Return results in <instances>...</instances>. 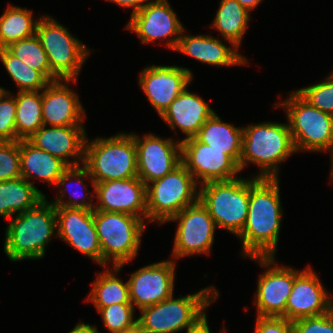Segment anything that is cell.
Here are the masks:
<instances>
[{
  "label": "cell",
  "instance_id": "cell-1",
  "mask_svg": "<svg viewBox=\"0 0 333 333\" xmlns=\"http://www.w3.org/2000/svg\"><path fill=\"white\" fill-rule=\"evenodd\" d=\"M279 182V178L249 179L247 220L237 236L245 258L276 256L283 217Z\"/></svg>",
  "mask_w": 333,
  "mask_h": 333
},
{
  "label": "cell",
  "instance_id": "cell-2",
  "mask_svg": "<svg viewBox=\"0 0 333 333\" xmlns=\"http://www.w3.org/2000/svg\"><path fill=\"white\" fill-rule=\"evenodd\" d=\"M5 230L4 252L10 261L40 260L46 245L57 233L55 206L46 199L9 219Z\"/></svg>",
  "mask_w": 333,
  "mask_h": 333
},
{
  "label": "cell",
  "instance_id": "cell-3",
  "mask_svg": "<svg viewBox=\"0 0 333 333\" xmlns=\"http://www.w3.org/2000/svg\"><path fill=\"white\" fill-rule=\"evenodd\" d=\"M217 287L208 286L190 295L170 296L139 312L137 326L147 333H177L196 329L207 319L206 308L218 299ZM182 296V297H181Z\"/></svg>",
  "mask_w": 333,
  "mask_h": 333
},
{
  "label": "cell",
  "instance_id": "cell-4",
  "mask_svg": "<svg viewBox=\"0 0 333 333\" xmlns=\"http://www.w3.org/2000/svg\"><path fill=\"white\" fill-rule=\"evenodd\" d=\"M296 153L286 123L262 122L243 126L240 171L252 163L260 168L257 178H279V165Z\"/></svg>",
  "mask_w": 333,
  "mask_h": 333
},
{
  "label": "cell",
  "instance_id": "cell-5",
  "mask_svg": "<svg viewBox=\"0 0 333 333\" xmlns=\"http://www.w3.org/2000/svg\"><path fill=\"white\" fill-rule=\"evenodd\" d=\"M88 140L86 137L83 166L94 183L138 177L137 148L131 133Z\"/></svg>",
  "mask_w": 333,
  "mask_h": 333
},
{
  "label": "cell",
  "instance_id": "cell-6",
  "mask_svg": "<svg viewBox=\"0 0 333 333\" xmlns=\"http://www.w3.org/2000/svg\"><path fill=\"white\" fill-rule=\"evenodd\" d=\"M102 266L123 267L133 260L141 246V236L146 227L142 219L125 213L94 210Z\"/></svg>",
  "mask_w": 333,
  "mask_h": 333
},
{
  "label": "cell",
  "instance_id": "cell-7",
  "mask_svg": "<svg viewBox=\"0 0 333 333\" xmlns=\"http://www.w3.org/2000/svg\"><path fill=\"white\" fill-rule=\"evenodd\" d=\"M274 104L286 111L297 151L329 152L333 147V116L311 106L296 91Z\"/></svg>",
  "mask_w": 333,
  "mask_h": 333
},
{
  "label": "cell",
  "instance_id": "cell-8",
  "mask_svg": "<svg viewBox=\"0 0 333 333\" xmlns=\"http://www.w3.org/2000/svg\"><path fill=\"white\" fill-rule=\"evenodd\" d=\"M199 201L217 228L238 236L246 223L249 206V178L211 181L200 185Z\"/></svg>",
  "mask_w": 333,
  "mask_h": 333
},
{
  "label": "cell",
  "instance_id": "cell-9",
  "mask_svg": "<svg viewBox=\"0 0 333 333\" xmlns=\"http://www.w3.org/2000/svg\"><path fill=\"white\" fill-rule=\"evenodd\" d=\"M199 187L182 163L164 177L146 184L147 220L167 223L184 208L199 201Z\"/></svg>",
  "mask_w": 333,
  "mask_h": 333
},
{
  "label": "cell",
  "instance_id": "cell-10",
  "mask_svg": "<svg viewBox=\"0 0 333 333\" xmlns=\"http://www.w3.org/2000/svg\"><path fill=\"white\" fill-rule=\"evenodd\" d=\"M35 34L47 54L51 73L58 80H77L90 49L52 16L39 18Z\"/></svg>",
  "mask_w": 333,
  "mask_h": 333
},
{
  "label": "cell",
  "instance_id": "cell-11",
  "mask_svg": "<svg viewBox=\"0 0 333 333\" xmlns=\"http://www.w3.org/2000/svg\"><path fill=\"white\" fill-rule=\"evenodd\" d=\"M173 221L178 225L173 243L172 259L210 254L217 226L200 201L184 208L167 222Z\"/></svg>",
  "mask_w": 333,
  "mask_h": 333
},
{
  "label": "cell",
  "instance_id": "cell-12",
  "mask_svg": "<svg viewBox=\"0 0 333 333\" xmlns=\"http://www.w3.org/2000/svg\"><path fill=\"white\" fill-rule=\"evenodd\" d=\"M262 268L259 276L255 302L257 316L285 318L286 302L291 294L295 277L301 270L288 266H277L275 256L249 257Z\"/></svg>",
  "mask_w": 333,
  "mask_h": 333
},
{
  "label": "cell",
  "instance_id": "cell-13",
  "mask_svg": "<svg viewBox=\"0 0 333 333\" xmlns=\"http://www.w3.org/2000/svg\"><path fill=\"white\" fill-rule=\"evenodd\" d=\"M125 28L137 34L144 44L166 38L165 48L175 51L184 26L168 0H154L131 14Z\"/></svg>",
  "mask_w": 333,
  "mask_h": 333
},
{
  "label": "cell",
  "instance_id": "cell-14",
  "mask_svg": "<svg viewBox=\"0 0 333 333\" xmlns=\"http://www.w3.org/2000/svg\"><path fill=\"white\" fill-rule=\"evenodd\" d=\"M181 162L200 185L232 180L241 172L228 150L212 149L195 137L181 141Z\"/></svg>",
  "mask_w": 333,
  "mask_h": 333
},
{
  "label": "cell",
  "instance_id": "cell-15",
  "mask_svg": "<svg viewBox=\"0 0 333 333\" xmlns=\"http://www.w3.org/2000/svg\"><path fill=\"white\" fill-rule=\"evenodd\" d=\"M176 262L168 259L151 263L132 273L127 282L130 302L135 310L140 311L173 295Z\"/></svg>",
  "mask_w": 333,
  "mask_h": 333
},
{
  "label": "cell",
  "instance_id": "cell-16",
  "mask_svg": "<svg viewBox=\"0 0 333 333\" xmlns=\"http://www.w3.org/2000/svg\"><path fill=\"white\" fill-rule=\"evenodd\" d=\"M137 148L138 177L148 184L172 172L181 162V141L160 138L153 133L144 137L131 133Z\"/></svg>",
  "mask_w": 333,
  "mask_h": 333
},
{
  "label": "cell",
  "instance_id": "cell-17",
  "mask_svg": "<svg viewBox=\"0 0 333 333\" xmlns=\"http://www.w3.org/2000/svg\"><path fill=\"white\" fill-rule=\"evenodd\" d=\"M140 73L139 85L159 116L194 77L190 69L177 65H149Z\"/></svg>",
  "mask_w": 333,
  "mask_h": 333
},
{
  "label": "cell",
  "instance_id": "cell-18",
  "mask_svg": "<svg viewBox=\"0 0 333 333\" xmlns=\"http://www.w3.org/2000/svg\"><path fill=\"white\" fill-rule=\"evenodd\" d=\"M92 192L97 198L94 210L125 213L147 221L146 185L139 177L95 183Z\"/></svg>",
  "mask_w": 333,
  "mask_h": 333
},
{
  "label": "cell",
  "instance_id": "cell-19",
  "mask_svg": "<svg viewBox=\"0 0 333 333\" xmlns=\"http://www.w3.org/2000/svg\"><path fill=\"white\" fill-rule=\"evenodd\" d=\"M57 238L102 266L101 247L94 224V210L55 206Z\"/></svg>",
  "mask_w": 333,
  "mask_h": 333
},
{
  "label": "cell",
  "instance_id": "cell-20",
  "mask_svg": "<svg viewBox=\"0 0 333 333\" xmlns=\"http://www.w3.org/2000/svg\"><path fill=\"white\" fill-rule=\"evenodd\" d=\"M332 292L320 282L311 266L301 270L295 277L291 294L286 302L285 318L295 321L304 317H315L333 309Z\"/></svg>",
  "mask_w": 333,
  "mask_h": 333
},
{
  "label": "cell",
  "instance_id": "cell-21",
  "mask_svg": "<svg viewBox=\"0 0 333 333\" xmlns=\"http://www.w3.org/2000/svg\"><path fill=\"white\" fill-rule=\"evenodd\" d=\"M86 137L84 124L49 127L43 125L27 140L71 167L83 165Z\"/></svg>",
  "mask_w": 333,
  "mask_h": 333
},
{
  "label": "cell",
  "instance_id": "cell-22",
  "mask_svg": "<svg viewBox=\"0 0 333 333\" xmlns=\"http://www.w3.org/2000/svg\"><path fill=\"white\" fill-rule=\"evenodd\" d=\"M75 82L77 80L59 79L42 90L43 125L72 126L86 121L85 109L77 92L66 84Z\"/></svg>",
  "mask_w": 333,
  "mask_h": 333
},
{
  "label": "cell",
  "instance_id": "cell-23",
  "mask_svg": "<svg viewBox=\"0 0 333 333\" xmlns=\"http://www.w3.org/2000/svg\"><path fill=\"white\" fill-rule=\"evenodd\" d=\"M215 111L209 107V104L198 94H194L186 88L179 94L160 115L168 126L175 131L180 129L186 137L182 140L195 137Z\"/></svg>",
  "mask_w": 333,
  "mask_h": 333
},
{
  "label": "cell",
  "instance_id": "cell-24",
  "mask_svg": "<svg viewBox=\"0 0 333 333\" xmlns=\"http://www.w3.org/2000/svg\"><path fill=\"white\" fill-rule=\"evenodd\" d=\"M183 29L181 37L179 38L178 45L175 52L188 55L200 62L217 67H232L248 64L245 56L238 52V47H228L218 38L206 35H189L185 34Z\"/></svg>",
  "mask_w": 333,
  "mask_h": 333
},
{
  "label": "cell",
  "instance_id": "cell-25",
  "mask_svg": "<svg viewBox=\"0 0 333 333\" xmlns=\"http://www.w3.org/2000/svg\"><path fill=\"white\" fill-rule=\"evenodd\" d=\"M20 167L21 177L30 184L34 185L32 179H39L54 187L69 168L63 160L36 148L28 140H20Z\"/></svg>",
  "mask_w": 333,
  "mask_h": 333
},
{
  "label": "cell",
  "instance_id": "cell-26",
  "mask_svg": "<svg viewBox=\"0 0 333 333\" xmlns=\"http://www.w3.org/2000/svg\"><path fill=\"white\" fill-rule=\"evenodd\" d=\"M195 138L216 150H228V156L239 166L242 143L243 126L236 127L222 121L215 112L206 120Z\"/></svg>",
  "mask_w": 333,
  "mask_h": 333
},
{
  "label": "cell",
  "instance_id": "cell-27",
  "mask_svg": "<svg viewBox=\"0 0 333 333\" xmlns=\"http://www.w3.org/2000/svg\"><path fill=\"white\" fill-rule=\"evenodd\" d=\"M46 196L22 177L0 181V216L9 220L35 207Z\"/></svg>",
  "mask_w": 333,
  "mask_h": 333
},
{
  "label": "cell",
  "instance_id": "cell-28",
  "mask_svg": "<svg viewBox=\"0 0 333 333\" xmlns=\"http://www.w3.org/2000/svg\"><path fill=\"white\" fill-rule=\"evenodd\" d=\"M251 13L236 0H221L211 28H215L230 45L240 47Z\"/></svg>",
  "mask_w": 333,
  "mask_h": 333
},
{
  "label": "cell",
  "instance_id": "cell-29",
  "mask_svg": "<svg viewBox=\"0 0 333 333\" xmlns=\"http://www.w3.org/2000/svg\"><path fill=\"white\" fill-rule=\"evenodd\" d=\"M112 267L113 270H109L105 266L103 272L97 273L96 280L91 283L92 289L89 296L85 299L88 302H92L97 311L102 307L113 304L131 303L128 282L124 283L116 275L122 270L121 267Z\"/></svg>",
  "mask_w": 333,
  "mask_h": 333
},
{
  "label": "cell",
  "instance_id": "cell-30",
  "mask_svg": "<svg viewBox=\"0 0 333 333\" xmlns=\"http://www.w3.org/2000/svg\"><path fill=\"white\" fill-rule=\"evenodd\" d=\"M85 177L87 179H90L91 186H92L93 190H95V183L93 181V178L90 176L88 170L83 165L69 167L58 178V181L55 185L56 187L59 188V191H60L58 193L59 196L57 194L55 200L50 201V202L54 206H60V207H65V208L94 210L95 201L93 200V197H95V194L89 195L90 191L87 189L88 185L86 186V184L83 181V179ZM72 182H76V184H78L80 187H83V188H79V189H81L80 191H82V192H80L81 196L79 195V193H76V192H78L76 189H75L76 190L75 192L72 191L71 194L69 193L70 192L69 188L71 187L70 185ZM66 194H69V198L67 201H65L63 199V198L68 197V196H65ZM88 199H90V201Z\"/></svg>",
  "mask_w": 333,
  "mask_h": 333
},
{
  "label": "cell",
  "instance_id": "cell-31",
  "mask_svg": "<svg viewBox=\"0 0 333 333\" xmlns=\"http://www.w3.org/2000/svg\"><path fill=\"white\" fill-rule=\"evenodd\" d=\"M15 99L16 141L27 140L43 126L42 90L17 92Z\"/></svg>",
  "mask_w": 333,
  "mask_h": 333
},
{
  "label": "cell",
  "instance_id": "cell-32",
  "mask_svg": "<svg viewBox=\"0 0 333 333\" xmlns=\"http://www.w3.org/2000/svg\"><path fill=\"white\" fill-rule=\"evenodd\" d=\"M38 21L33 18V11L9 4L0 16V48L34 36Z\"/></svg>",
  "mask_w": 333,
  "mask_h": 333
},
{
  "label": "cell",
  "instance_id": "cell-33",
  "mask_svg": "<svg viewBox=\"0 0 333 333\" xmlns=\"http://www.w3.org/2000/svg\"><path fill=\"white\" fill-rule=\"evenodd\" d=\"M0 60L10 78L17 84L18 92L41 91L50 83L40 71L27 66L6 48H0Z\"/></svg>",
  "mask_w": 333,
  "mask_h": 333
},
{
  "label": "cell",
  "instance_id": "cell-34",
  "mask_svg": "<svg viewBox=\"0 0 333 333\" xmlns=\"http://www.w3.org/2000/svg\"><path fill=\"white\" fill-rule=\"evenodd\" d=\"M6 49L21 59L27 66L40 71L50 82L58 79L51 73L47 54L36 36L21 39L9 44Z\"/></svg>",
  "mask_w": 333,
  "mask_h": 333
},
{
  "label": "cell",
  "instance_id": "cell-35",
  "mask_svg": "<svg viewBox=\"0 0 333 333\" xmlns=\"http://www.w3.org/2000/svg\"><path fill=\"white\" fill-rule=\"evenodd\" d=\"M109 333H124L137 326L132 303L113 304L98 310Z\"/></svg>",
  "mask_w": 333,
  "mask_h": 333
},
{
  "label": "cell",
  "instance_id": "cell-36",
  "mask_svg": "<svg viewBox=\"0 0 333 333\" xmlns=\"http://www.w3.org/2000/svg\"><path fill=\"white\" fill-rule=\"evenodd\" d=\"M311 106L333 116V74L317 84L295 90Z\"/></svg>",
  "mask_w": 333,
  "mask_h": 333
},
{
  "label": "cell",
  "instance_id": "cell-37",
  "mask_svg": "<svg viewBox=\"0 0 333 333\" xmlns=\"http://www.w3.org/2000/svg\"><path fill=\"white\" fill-rule=\"evenodd\" d=\"M21 177L20 140L0 141V181Z\"/></svg>",
  "mask_w": 333,
  "mask_h": 333
},
{
  "label": "cell",
  "instance_id": "cell-38",
  "mask_svg": "<svg viewBox=\"0 0 333 333\" xmlns=\"http://www.w3.org/2000/svg\"><path fill=\"white\" fill-rule=\"evenodd\" d=\"M10 91L0 99V141H16V99Z\"/></svg>",
  "mask_w": 333,
  "mask_h": 333
},
{
  "label": "cell",
  "instance_id": "cell-39",
  "mask_svg": "<svg viewBox=\"0 0 333 333\" xmlns=\"http://www.w3.org/2000/svg\"><path fill=\"white\" fill-rule=\"evenodd\" d=\"M293 333H333V309L324 315L293 321Z\"/></svg>",
  "mask_w": 333,
  "mask_h": 333
},
{
  "label": "cell",
  "instance_id": "cell-40",
  "mask_svg": "<svg viewBox=\"0 0 333 333\" xmlns=\"http://www.w3.org/2000/svg\"><path fill=\"white\" fill-rule=\"evenodd\" d=\"M255 333H293V322L283 317L256 316Z\"/></svg>",
  "mask_w": 333,
  "mask_h": 333
},
{
  "label": "cell",
  "instance_id": "cell-41",
  "mask_svg": "<svg viewBox=\"0 0 333 333\" xmlns=\"http://www.w3.org/2000/svg\"><path fill=\"white\" fill-rule=\"evenodd\" d=\"M109 2L115 3L123 8H132V13L139 11L144 8L147 4L153 2L154 0H107Z\"/></svg>",
  "mask_w": 333,
  "mask_h": 333
},
{
  "label": "cell",
  "instance_id": "cell-42",
  "mask_svg": "<svg viewBox=\"0 0 333 333\" xmlns=\"http://www.w3.org/2000/svg\"><path fill=\"white\" fill-rule=\"evenodd\" d=\"M68 333H100L95 326L79 321Z\"/></svg>",
  "mask_w": 333,
  "mask_h": 333
},
{
  "label": "cell",
  "instance_id": "cell-43",
  "mask_svg": "<svg viewBox=\"0 0 333 333\" xmlns=\"http://www.w3.org/2000/svg\"><path fill=\"white\" fill-rule=\"evenodd\" d=\"M242 7L252 12L263 0H236Z\"/></svg>",
  "mask_w": 333,
  "mask_h": 333
},
{
  "label": "cell",
  "instance_id": "cell-44",
  "mask_svg": "<svg viewBox=\"0 0 333 333\" xmlns=\"http://www.w3.org/2000/svg\"><path fill=\"white\" fill-rule=\"evenodd\" d=\"M227 330L223 327L221 333H226ZM186 333H211L210 327L208 325V320L203 321L196 329L191 330Z\"/></svg>",
  "mask_w": 333,
  "mask_h": 333
},
{
  "label": "cell",
  "instance_id": "cell-45",
  "mask_svg": "<svg viewBox=\"0 0 333 333\" xmlns=\"http://www.w3.org/2000/svg\"><path fill=\"white\" fill-rule=\"evenodd\" d=\"M330 155H331V170H330V178H331V183L333 182V147L332 149L329 151Z\"/></svg>",
  "mask_w": 333,
  "mask_h": 333
},
{
  "label": "cell",
  "instance_id": "cell-46",
  "mask_svg": "<svg viewBox=\"0 0 333 333\" xmlns=\"http://www.w3.org/2000/svg\"><path fill=\"white\" fill-rule=\"evenodd\" d=\"M6 92H8V90L5 89V88H2V87L0 86V99L3 97V95H4Z\"/></svg>",
  "mask_w": 333,
  "mask_h": 333
},
{
  "label": "cell",
  "instance_id": "cell-47",
  "mask_svg": "<svg viewBox=\"0 0 333 333\" xmlns=\"http://www.w3.org/2000/svg\"><path fill=\"white\" fill-rule=\"evenodd\" d=\"M124 333H137V326L134 329L124 332Z\"/></svg>",
  "mask_w": 333,
  "mask_h": 333
},
{
  "label": "cell",
  "instance_id": "cell-48",
  "mask_svg": "<svg viewBox=\"0 0 333 333\" xmlns=\"http://www.w3.org/2000/svg\"><path fill=\"white\" fill-rule=\"evenodd\" d=\"M137 333H147V332L142 331V330L137 326Z\"/></svg>",
  "mask_w": 333,
  "mask_h": 333
}]
</instances>
